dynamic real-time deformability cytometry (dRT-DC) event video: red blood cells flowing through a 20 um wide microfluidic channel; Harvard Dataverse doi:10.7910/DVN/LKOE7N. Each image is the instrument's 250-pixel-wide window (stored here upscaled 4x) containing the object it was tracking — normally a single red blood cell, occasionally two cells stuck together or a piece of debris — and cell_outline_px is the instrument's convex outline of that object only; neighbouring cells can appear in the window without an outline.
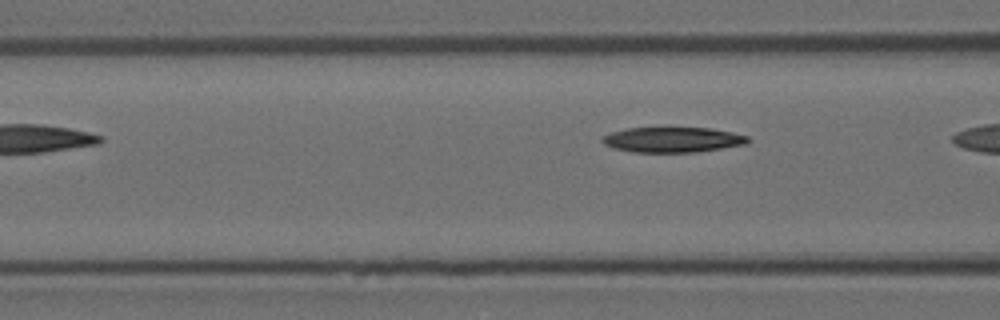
{"species": "Egyptian fruit bat (a non-hibernating species)", "species_latin": "Rousettus aegyptiacus", "temperature_condition": "room temperature", "stored_images_in_passage": 5, "camera_frame_rate_fps": 3000, "um_per_image_px": 0.085, "animal": {"sex": "female"}, "frame": {"image": 1, "passage_image": 5, "time_ms": 1.333, "image_size_px": [1000, 320], "cell_outline_px": [[752, 140], [744, 144], [696, 152], [632, 152], [612, 148], [604, 144], [600, 140], [600, 136], [612, 132], [628, 128], [660, 124], [708, 128], [732, 132], [748, 136]], "centroid_in_image_um": [57.09, 11.82], "position_along_channel_um": 109.5, "area_um2": 22.54}}